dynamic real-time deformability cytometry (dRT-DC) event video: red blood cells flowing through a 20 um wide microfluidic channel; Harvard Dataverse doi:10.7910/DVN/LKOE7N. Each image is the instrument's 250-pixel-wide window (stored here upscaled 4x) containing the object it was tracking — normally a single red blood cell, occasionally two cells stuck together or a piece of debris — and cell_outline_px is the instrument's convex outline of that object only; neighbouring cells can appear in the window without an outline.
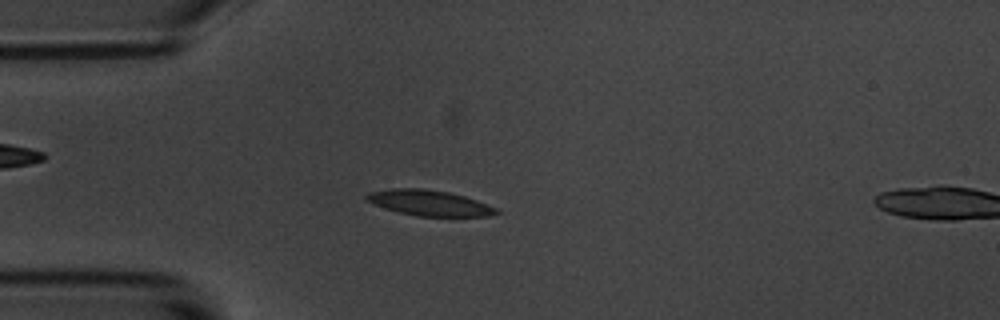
{"species": "common noctule bat (a hibernating species)", "species_latin": "Nyctalus noctula", "temperature_condition": "room temperature", "stored_images_in_passage": 4, "camera_frame_rate_fps": 3000, "um_per_image_px": 0.085, "animal": {"sex": "male", "body_mass_g": 20.1, "forearm_length_mm": 53.5}, "frame": {"image": 1, "passage_image": 3, "time_ms": 3.333, "image_size_px": [1000, 320], "cell_outline_px": [[500, 212], [488, 216], [416, 216], [384, 208], [368, 200], [364, 196], [368, 192], [392, 188], [420, 188], [448, 192], [464, 196], [476, 200], [496, 208]], "centroid_in_image_um": [36.48, 17.24], "position_along_channel_um": 48.5, "area_um2": 19.07}}